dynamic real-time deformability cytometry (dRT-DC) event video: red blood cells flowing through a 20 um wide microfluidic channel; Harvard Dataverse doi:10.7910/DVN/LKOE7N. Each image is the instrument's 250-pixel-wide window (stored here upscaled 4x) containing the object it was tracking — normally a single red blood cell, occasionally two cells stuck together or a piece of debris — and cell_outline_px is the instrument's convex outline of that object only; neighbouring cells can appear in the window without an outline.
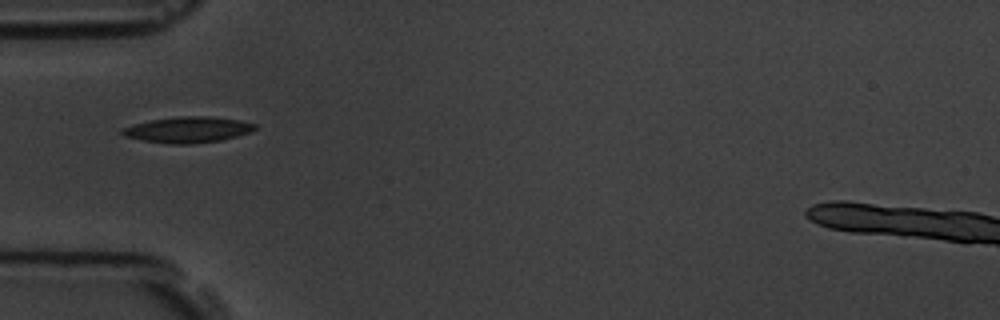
{"species": "common noctule bat (a hibernating species)", "species_latin": "Nyctalus noctula", "temperature_condition": "room temperature", "stored_images_in_passage": 3, "camera_frame_rate_fps": 3000, "um_per_image_px": 0.085, "animal": {"sex": "male", "body_mass_g": 19.5, "forearm_length_mm": 54.6}, "frame": {"image": 1, "passage_image": 1, "time_ms": 0.0, "image_size_px": [1000, 320], "cell_outline_px": [[256, 128], [252, 132], [220, 140], [192, 144], [172, 144], [144, 140], [124, 136], [120, 132], [124, 128], [136, 124], [152, 120], [176, 116], [212, 116], [240, 120], [256, 124]], "centroid_in_image_um": [16.02, 11.02], "position_along_channel_um": 69.0, "area_um2": 19.88}}
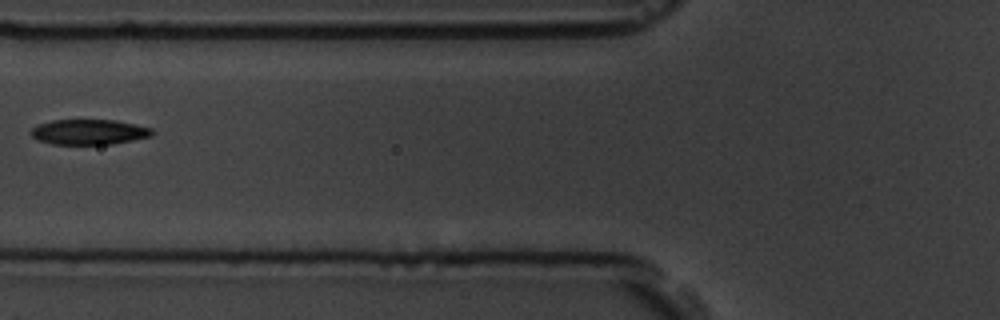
{"frame": {"image": 2, "passage_image": 2, "time_ms": 1.333, "image_size_px": [1000, 320], "cell_outline_px": [[156, 132], [152, 136], [112, 144], [52, 144], [36, 140], [28, 132], [36, 124], [52, 120], [116, 120], [152, 128]], "centroid_in_image_um": [7.54, 11.21], "position_along_channel_um": 118.3, "area_um2": 18.03}}
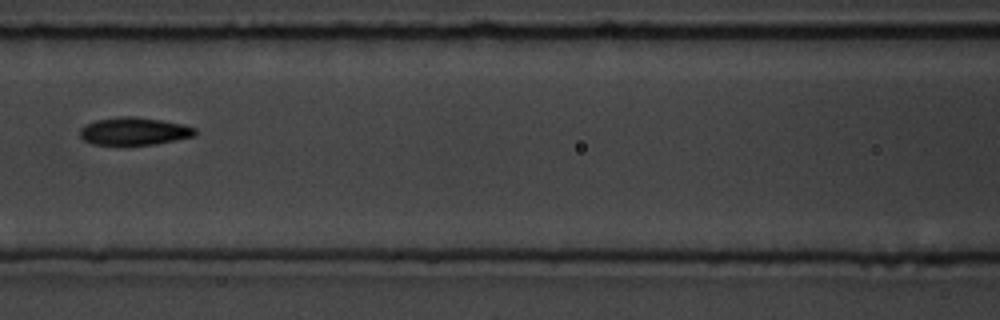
{"frame": {"image": 3, "passage_image": 3, "time_ms": 2.333, "image_size_px": [1000, 320], "cell_outline_px": [[196, 136], [156, 144], [92, 144], [84, 140], [80, 136], [80, 128], [84, 124], [96, 120], [120, 116], [132, 116], [160, 120], [184, 124], [196, 128]], "centroid_in_image_um": [11.41, 11.14], "position_along_channel_um": 155.2, "area_um2": 18.55}}